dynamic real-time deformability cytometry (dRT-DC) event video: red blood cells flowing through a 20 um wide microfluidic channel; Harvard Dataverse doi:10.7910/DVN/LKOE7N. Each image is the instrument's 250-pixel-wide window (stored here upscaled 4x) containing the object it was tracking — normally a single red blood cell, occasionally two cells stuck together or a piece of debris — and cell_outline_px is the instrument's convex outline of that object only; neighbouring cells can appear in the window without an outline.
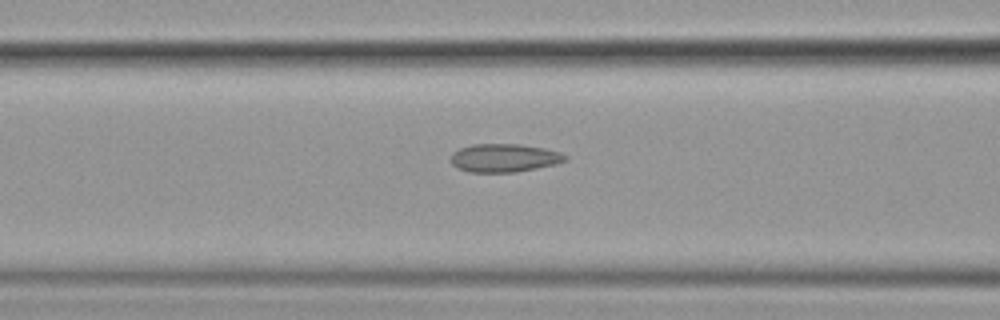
{"species": "common noctule bat (a hibernating species)", "species_latin": "Nyctalus noctula", "temperature_condition": "cold", "stored_images_in_passage": 37, "camera_frame_rate_fps": 3000, "um_per_image_px": 0.085, "animal": {"sex": "female", "body_mass_g": 19.9}, "frame": {"image": 1, "passage_image": 13, "time_ms": 4.0, "image_size_px": [1000, 320], "cell_outline_px": [[568, 160], [556, 164], [516, 172], [468, 172], [452, 164], [452, 152], [460, 148], [472, 144], [520, 144], [544, 148], [560, 152], [568, 156]], "centroid_in_image_um": [42.89, 13.42], "position_along_channel_um": 123.7, "area_um2": 18.84}}
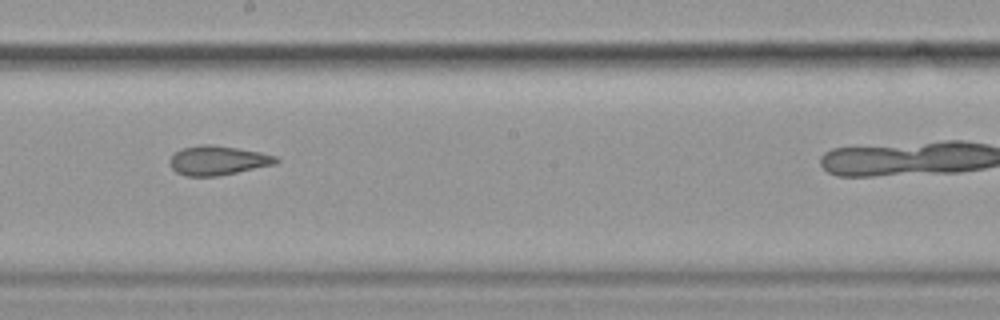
{"frame": {"image": 2, "passage_image": 22, "time_ms": 7.0, "image_size_px": [1000, 320], "cell_outline_px": [[280, 160], [276, 164], [216, 176], [188, 176], [176, 172], [168, 164], [168, 160], [176, 152], [184, 148], [200, 144], [212, 144], [260, 152], [276, 156]], "centroid_in_image_um": [18.5, 13.63], "position_along_channel_um": 229.7, "area_um2": 18.03}}
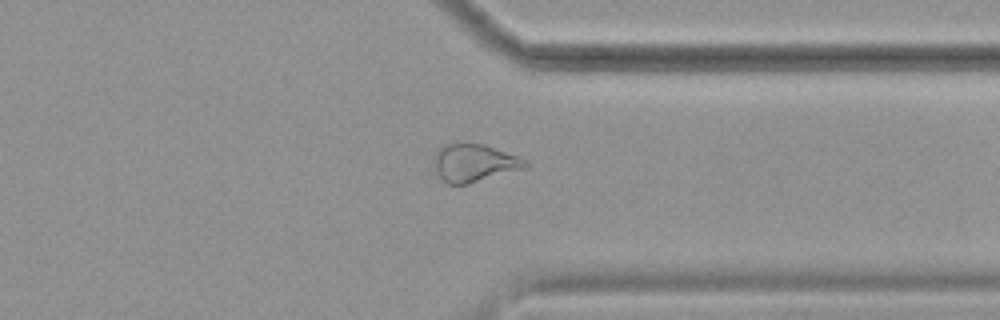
{"frame": {"image": 3, "passage_image": 34, "time_ms": 11.0, "image_size_px": [1000, 320], "cell_outline_px": [[528, 164], [524, 168], [468, 184], [448, 184], [440, 176], [436, 168], [436, 152], [444, 144], [484, 144], [520, 156], [528, 160]], "centroid_in_image_um": [40.37, 13.84], "position_along_channel_um": 371.0, "area_um2": 19.65}}